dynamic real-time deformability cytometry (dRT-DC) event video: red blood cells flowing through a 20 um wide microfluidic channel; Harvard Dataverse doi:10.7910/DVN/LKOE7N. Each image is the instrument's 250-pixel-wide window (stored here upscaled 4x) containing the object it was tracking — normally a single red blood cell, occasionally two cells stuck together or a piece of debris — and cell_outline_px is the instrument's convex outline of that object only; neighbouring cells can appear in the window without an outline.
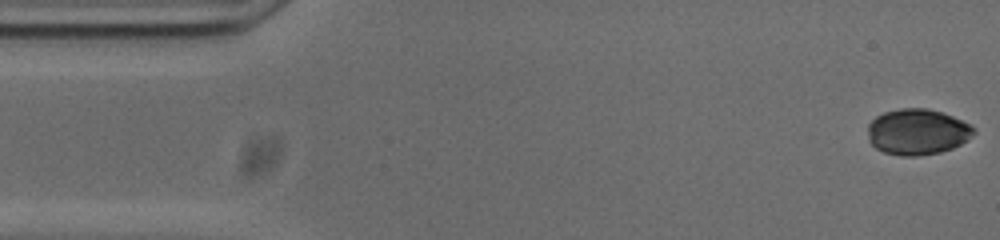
{"species": "common noctule bat (a hibernating species)", "species_latin": "Nyctalus noctula", "temperature_condition": "cold", "stored_images_in_passage": 53, "camera_frame_rate_fps": 3000, "um_per_image_px": 0.085, "animal": {"sex": "male", "body_mass_g": 20.0, "forearm_length_mm": 53.3}, "frame": {"image": 1, "passage_image": 1, "time_ms": 0.0, "image_size_px": [1000, 240], "cell_outline_px": [[976, 132], [968, 140], [952, 148], [940, 152], [916, 156], [900, 156], [884, 152], [876, 148], [868, 140], [868, 124], [876, 116], [884, 112], [900, 108], [928, 108], [952, 116], [972, 124], [976, 128]], "centroid_in_image_um": [77.99, 11.2], "position_along_channel_um": 7.0, "area_um2": 28.55}}
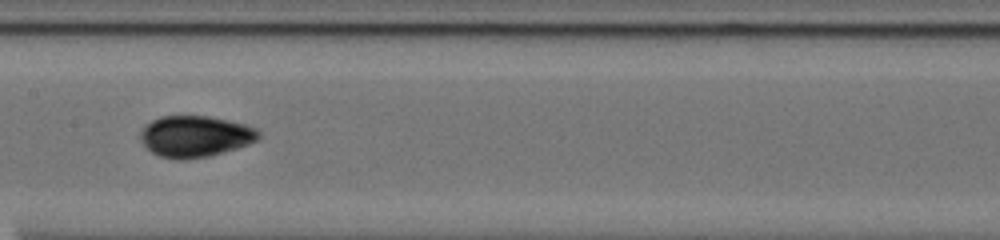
{"frame": {"image": 2, "passage_image": 25, "time_ms": 8.0, "image_size_px": [1000, 240], "cell_outline_px": [[260, 136], [256, 140], [248, 144], [236, 148], [208, 156], [160, 156], [152, 152], [140, 140], [140, 132], [144, 124], [160, 116], [208, 116], [228, 120], [244, 124], [256, 128], [260, 132]], "centroid_in_image_um": [16.59, 11.53], "position_along_channel_um": 190.8, "area_um2": 27.63}}
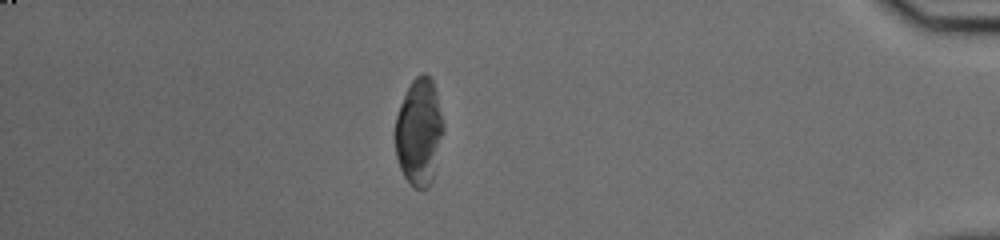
{"frame": {"image": 3, "passage_image": 46, "time_ms": 15.0, "image_size_px": [1000, 240], "cell_outline_px": [[444, 132], [432, 180], [428, 188], [412, 188], [404, 176], [400, 168], [396, 156], [396, 116], [400, 104], [412, 80], [416, 76], [424, 72], [432, 80], [444, 124]], "centroid_in_image_um": [35.62, 11.24], "position_along_channel_um": 399.6, "area_um2": 29.82}, "authors_computed_cell_mechanics": {"area_um2": 28.6688, "velocity_mm_per_s": 3.7242, "shape_relaxation_time_tau1_ms": null, "shape_relaxation_time_tau2_ms": 1.1618, "deformation_change_tau1": null, "deformation_change_tau2": 0.0402}}